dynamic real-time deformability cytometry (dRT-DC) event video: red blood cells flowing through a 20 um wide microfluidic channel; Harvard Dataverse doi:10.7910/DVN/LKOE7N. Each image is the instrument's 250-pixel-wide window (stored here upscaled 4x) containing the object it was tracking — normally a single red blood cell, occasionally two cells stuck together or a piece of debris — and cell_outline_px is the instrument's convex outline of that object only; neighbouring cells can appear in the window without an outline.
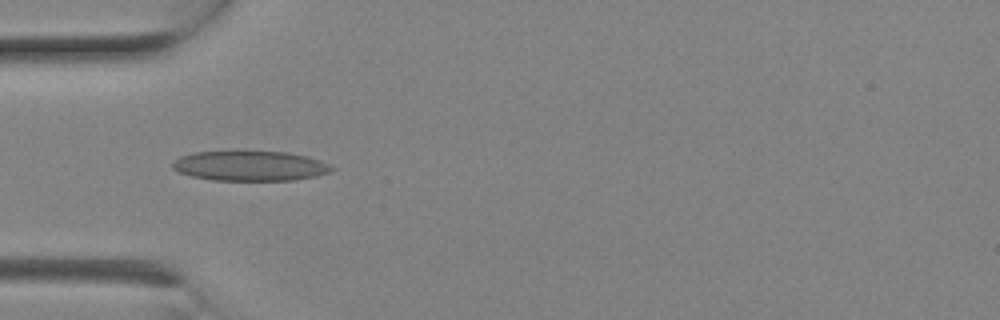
{"species": "Egyptian fruit bat (a non-hibernating species)", "species_latin": "Rousettus aegyptiacus", "temperature_condition": "room temperature", "stored_images_in_passage": 7, "camera_frame_rate_fps": 3000, "um_per_image_px": 0.085, "animal": {"sex": "female"}, "frame": {"image": 1, "passage_image": 6, "time_ms": 1.667, "image_size_px": [1000, 320], "cell_outline_px": [[336, 168], [328, 172], [316, 176], [296, 180], [212, 180], [192, 176], [180, 172], [172, 168], [172, 164], [180, 156], [196, 152], [288, 152], [308, 156], [320, 160]], "centroid_in_image_um": [21.29, 14.11], "position_along_channel_um": 63.7, "area_um2": 27.51}}
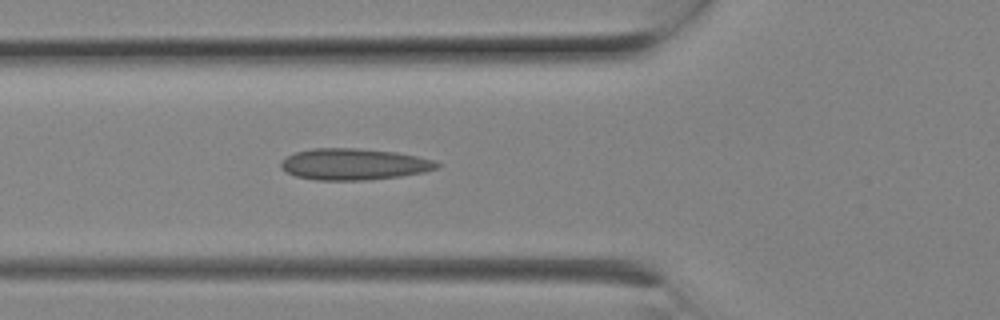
{"frame": {"image": 2, "passage_image": 7, "time_ms": 2.0, "image_size_px": [1000, 320], "cell_outline_px": [[440, 164], [436, 168], [424, 172], [400, 176], [364, 180], [316, 180], [296, 176], [284, 172], [280, 168], [280, 160], [296, 152], [312, 148], [356, 148], [396, 152], [436, 160]], "centroid_in_image_um": [30.04, 13.95], "position_along_channel_um": 95.8, "area_um2": 28.61}}